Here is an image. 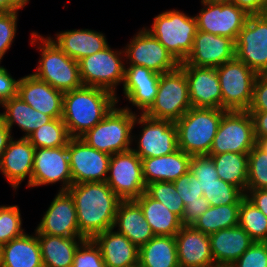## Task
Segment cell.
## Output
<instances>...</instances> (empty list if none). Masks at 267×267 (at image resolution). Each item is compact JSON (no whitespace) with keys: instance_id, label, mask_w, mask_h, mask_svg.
<instances>
[{"instance_id":"cell-1","label":"cell","mask_w":267,"mask_h":267,"mask_svg":"<svg viewBox=\"0 0 267 267\" xmlns=\"http://www.w3.org/2000/svg\"><path fill=\"white\" fill-rule=\"evenodd\" d=\"M67 191L73 197L79 232L85 239L113 228L121 199L106 182L72 184Z\"/></svg>"},{"instance_id":"cell-2","label":"cell","mask_w":267,"mask_h":267,"mask_svg":"<svg viewBox=\"0 0 267 267\" xmlns=\"http://www.w3.org/2000/svg\"><path fill=\"white\" fill-rule=\"evenodd\" d=\"M117 105L111 92L82 86L64 92L62 120L71 138H80Z\"/></svg>"},{"instance_id":"cell-3","label":"cell","mask_w":267,"mask_h":267,"mask_svg":"<svg viewBox=\"0 0 267 267\" xmlns=\"http://www.w3.org/2000/svg\"><path fill=\"white\" fill-rule=\"evenodd\" d=\"M30 42L35 46L37 43L41 52L36 71L32 73L34 76L63 93L83 86L78 61L70 58L49 37L39 33L32 32Z\"/></svg>"},{"instance_id":"cell-4","label":"cell","mask_w":267,"mask_h":267,"mask_svg":"<svg viewBox=\"0 0 267 267\" xmlns=\"http://www.w3.org/2000/svg\"><path fill=\"white\" fill-rule=\"evenodd\" d=\"M224 109L191 107L175 123L178 149L193 155H208Z\"/></svg>"},{"instance_id":"cell-5","label":"cell","mask_w":267,"mask_h":267,"mask_svg":"<svg viewBox=\"0 0 267 267\" xmlns=\"http://www.w3.org/2000/svg\"><path fill=\"white\" fill-rule=\"evenodd\" d=\"M128 106L114 107L99 123L80 138L90 147L113 155L132 148L136 112Z\"/></svg>"},{"instance_id":"cell-6","label":"cell","mask_w":267,"mask_h":267,"mask_svg":"<svg viewBox=\"0 0 267 267\" xmlns=\"http://www.w3.org/2000/svg\"><path fill=\"white\" fill-rule=\"evenodd\" d=\"M144 28L182 63L192 50L197 20L194 15L173 9L161 12L154 17L151 28Z\"/></svg>"},{"instance_id":"cell-7","label":"cell","mask_w":267,"mask_h":267,"mask_svg":"<svg viewBox=\"0 0 267 267\" xmlns=\"http://www.w3.org/2000/svg\"><path fill=\"white\" fill-rule=\"evenodd\" d=\"M122 55V56H121ZM124 51L106 47L104 50L83 57L79 60L80 78L83 86H91L107 90L116 96L117 86L123 84L125 78Z\"/></svg>"},{"instance_id":"cell-8","label":"cell","mask_w":267,"mask_h":267,"mask_svg":"<svg viewBox=\"0 0 267 267\" xmlns=\"http://www.w3.org/2000/svg\"><path fill=\"white\" fill-rule=\"evenodd\" d=\"M191 107L189 84L185 72L178 67L161 74L154 103L144 114L150 118L176 122Z\"/></svg>"},{"instance_id":"cell-9","label":"cell","mask_w":267,"mask_h":267,"mask_svg":"<svg viewBox=\"0 0 267 267\" xmlns=\"http://www.w3.org/2000/svg\"><path fill=\"white\" fill-rule=\"evenodd\" d=\"M216 71L222 92V109L247 111L258 74L236 58L216 67Z\"/></svg>"},{"instance_id":"cell-10","label":"cell","mask_w":267,"mask_h":267,"mask_svg":"<svg viewBox=\"0 0 267 267\" xmlns=\"http://www.w3.org/2000/svg\"><path fill=\"white\" fill-rule=\"evenodd\" d=\"M256 145L254 124L248 111H226L208 155L249 153Z\"/></svg>"},{"instance_id":"cell-11","label":"cell","mask_w":267,"mask_h":267,"mask_svg":"<svg viewBox=\"0 0 267 267\" xmlns=\"http://www.w3.org/2000/svg\"><path fill=\"white\" fill-rule=\"evenodd\" d=\"M136 124L142 129L136 137L138 140L132 135L137 146L131 149L141 159L169 155L178 150L177 128L173 121L154 119L140 113L136 114Z\"/></svg>"},{"instance_id":"cell-12","label":"cell","mask_w":267,"mask_h":267,"mask_svg":"<svg viewBox=\"0 0 267 267\" xmlns=\"http://www.w3.org/2000/svg\"><path fill=\"white\" fill-rule=\"evenodd\" d=\"M106 183L121 200H135L146 191L141 158L132 150L111 155Z\"/></svg>"},{"instance_id":"cell-13","label":"cell","mask_w":267,"mask_h":267,"mask_svg":"<svg viewBox=\"0 0 267 267\" xmlns=\"http://www.w3.org/2000/svg\"><path fill=\"white\" fill-rule=\"evenodd\" d=\"M235 58L257 74L267 73V13L248 16L235 42Z\"/></svg>"},{"instance_id":"cell-14","label":"cell","mask_w":267,"mask_h":267,"mask_svg":"<svg viewBox=\"0 0 267 267\" xmlns=\"http://www.w3.org/2000/svg\"><path fill=\"white\" fill-rule=\"evenodd\" d=\"M124 58L129 65H140L158 74L174 71L180 63L144 27L124 48Z\"/></svg>"},{"instance_id":"cell-15","label":"cell","mask_w":267,"mask_h":267,"mask_svg":"<svg viewBox=\"0 0 267 267\" xmlns=\"http://www.w3.org/2000/svg\"><path fill=\"white\" fill-rule=\"evenodd\" d=\"M73 184L106 182L111 156L87 145L81 138L68 142Z\"/></svg>"},{"instance_id":"cell-16","label":"cell","mask_w":267,"mask_h":267,"mask_svg":"<svg viewBox=\"0 0 267 267\" xmlns=\"http://www.w3.org/2000/svg\"><path fill=\"white\" fill-rule=\"evenodd\" d=\"M203 8L195 15L197 30L224 36L236 42L249 14L234 3L201 2Z\"/></svg>"},{"instance_id":"cell-17","label":"cell","mask_w":267,"mask_h":267,"mask_svg":"<svg viewBox=\"0 0 267 267\" xmlns=\"http://www.w3.org/2000/svg\"><path fill=\"white\" fill-rule=\"evenodd\" d=\"M61 182L59 191H67L73 184L68 145L58 148H36L31 188Z\"/></svg>"},{"instance_id":"cell-18","label":"cell","mask_w":267,"mask_h":267,"mask_svg":"<svg viewBox=\"0 0 267 267\" xmlns=\"http://www.w3.org/2000/svg\"><path fill=\"white\" fill-rule=\"evenodd\" d=\"M35 233L60 237H83L78 228L73 197L68 191H58Z\"/></svg>"},{"instance_id":"cell-19","label":"cell","mask_w":267,"mask_h":267,"mask_svg":"<svg viewBox=\"0 0 267 267\" xmlns=\"http://www.w3.org/2000/svg\"><path fill=\"white\" fill-rule=\"evenodd\" d=\"M189 84L191 106L222 109V92L216 68L180 63Z\"/></svg>"},{"instance_id":"cell-20","label":"cell","mask_w":267,"mask_h":267,"mask_svg":"<svg viewBox=\"0 0 267 267\" xmlns=\"http://www.w3.org/2000/svg\"><path fill=\"white\" fill-rule=\"evenodd\" d=\"M235 58V42L224 36L197 30L193 47L182 63L216 68Z\"/></svg>"},{"instance_id":"cell-21","label":"cell","mask_w":267,"mask_h":267,"mask_svg":"<svg viewBox=\"0 0 267 267\" xmlns=\"http://www.w3.org/2000/svg\"><path fill=\"white\" fill-rule=\"evenodd\" d=\"M35 148L27 138L20 137L9 141L0 161V172L14 190L28 178L27 187H31Z\"/></svg>"},{"instance_id":"cell-22","label":"cell","mask_w":267,"mask_h":267,"mask_svg":"<svg viewBox=\"0 0 267 267\" xmlns=\"http://www.w3.org/2000/svg\"><path fill=\"white\" fill-rule=\"evenodd\" d=\"M17 96L52 119L62 118L64 93L32 73L19 79Z\"/></svg>"},{"instance_id":"cell-23","label":"cell","mask_w":267,"mask_h":267,"mask_svg":"<svg viewBox=\"0 0 267 267\" xmlns=\"http://www.w3.org/2000/svg\"><path fill=\"white\" fill-rule=\"evenodd\" d=\"M161 74L140 65L125 66L124 97L144 114L154 103Z\"/></svg>"},{"instance_id":"cell-24","label":"cell","mask_w":267,"mask_h":267,"mask_svg":"<svg viewBox=\"0 0 267 267\" xmlns=\"http://www.w3.org/2000/svg\"><path fill=\"white\" fill-rule=\"evenodd\" d=\"M175 240L179 267H206L214 262L209 235L193 226H182Z\"/></svg>"},{"instance_id":"cell-25","label":"cell","mask_w":267,"mask_h":267,"mask_svg":"<svg viewBox=\"0 0 267 267\" xmlns=\"http://www.w3.org/2000/svg\"><path fill=\"white\" fill-rule=\"evenodd\" d=\"M99 246L105 267H138L139 248L114 228L93 238Z\"/></svg>"},{"instance_id":"cell-26","label":"cell","mask_w":267,"mask_h":267,"mask_svg":"<svg viewBox=\"0 0 267 267\" xmlns=\"http://www.w3.org/2000/svg\"><path fill=\"white\" fill-rule=\"evenodd\" d=\"M49 38L70 58L79 61L104 50L108 45L105 34L91 29H73L61 31Z\"/></svg>"},{"instance_id":"cell-27","label":"cell","mask_w":267,"mask_h":267,"mask_svg":"<svg viewBox=\"0 0 267 267\" xmlns=\"http://www.w3.org/2000/svg\"><path fill=\"white\" fill-rule=\"evenodd\" d=\"M116 227L118 233L126 236L138 248L155 236L135 200H121L113 228Z\"/></svg>"},{"instance_id":"cell-28","label":"cell","mask_w":267,"mask_h":267,"mask_svg":"<svg viewBox=\"0 0 267 267\" xmlns=\"http://www.w3.org/2000/svg\"><path fill=\"white\" fill-rule=\"evenodd\" d=\"M191 157L178 149L169 155L141 159L146 185L152 182H174L189 171Z\"/></svg>"},{"instance_id":"cell-29","label":"cell","mask_w":267,"mask_h":267,"mask_svg":"<svg viewBox=\"0 0 267 267\" xmlns=\"http://www.w3.org/2000/svg\"><path fill=\"white\" fill-rule=\"evenodd\" d=\"M214 262L234 264L255 242L239 225L209 235Z\"/></svg>"},{"instance_id":"cell-30","label":"cell","mask_w":267,"mask_h":267,"mask_svg":"<svg viewBox=\"0 0 267 267\" xmlns=\"http://www.w3.org/2000/svg\"><path fill=\"white\" fill-rule=\"evenodd\" d=\"M0 267H43L37 234L24 233L2 245Z\"/></svg>"},{"instance_id":"cell-31","label":"cell","mask_w":267,"mask_h":267,"mask_svg":"<svg viewBox=\"0 0 267 267\" xmlns=\"http://www.w3.org/2000/svg\"><path fill=\"white\" fill-rule=\"evenodd\" d=\"M1 105L5 111L1 113L0 120L9 128L11 133L13 125L17 124L25 132L23 138H27L32 132L52 120L50 116L34 110L17 95Z\"/></svg>"},{"instance_id":"cell-32","label":"cell","mask_w":267,"mask_h":267,"mask_svg":"<svg viewBox=\"0 0 267 267\" xmlns=\"http://www.w3.org/2000/svg\"><path fill=\"white\" fill-rule=\"evenodd\" d=\"M43 267H72L74 255L84 237H60L36 233Z\"/></svg>"},{"instance_id":"cell-33","label":"cell","mask_w":267,"mask_h":267,"mask_svg":"<svg viewBox=\"0 0 267 267\" xmlns=\"http://www.w3.org/2000/svg\"><path fill=\"white\" fill-rule=\"evenodd\" d=\"M135 201L140 205L155 236H175L182 228L181 218L160 201L151 198L146 192Z\"/></svg>"},{"instance_id":"cell-34","label":"cell","mask_w":267,"mask_h":267,"mask_svg":"<svg viewBox=\"0 0 267 267\" xmlns=\"http://www.w3.org/2000/svg\"><path fill=\"white\" fill-rule=\"evenodd\" d=\"M138 267H179L175 236H154L141 246Z\"/></svg>"},{"instance_id":"cell-35","label":"cell","mask_w":267,"mask_h":267,"mask_svg":"<svg viewBox=\"0 0 267 267\" xmlns=\"http://www.w3.org/2000/svg\"><path fill=\"white\" fill-rule=\"evenodd\" d=\"M211 156L219 179L240 188L244 193L248 178V153L225 152Z\"/></svg>"},{"instance_id":"cell-36","label":"cell","mask_w":267,"mask_h":267,"mask_svg":"<svg viewBox=\"0 0 267 267\" xmlns=\"http://www.w3.org/2000/svg\"><path fill=\"white\" fill-rule=\"evenodd\" d=\"M239 206L240 204L210 206L199 216L193 227L207 235L235 227L239 223Z\"/></svg>"},{"instance_id":"cell-37","label":"cell","mask_w":267,"mask_h":267,"mask_svg":"<svg viewBox=\"0 0 267 267\" xmlns=\"http://www.w3.org/2000/svg\"><path fill=\"white\" fill-rule=\"evenodd\" d=\"M27 139L34 148H58L67 146L71 136L62 118H53L32 132Z\"/></svg>"},{"instance_id":"cell-38","label":"cell","mask_w":267,"mask_h":267,"mask_svg":"<svg viewBox=\"0 0 267 267\" xmlns=\"http://www.w3.org/2000/svg\"><path fill=\"white\" fill-rule=\"evenodd\" d=\"M255 242H267V217L246 197L239 206V223Z\"/></svg>"},{"instance_id":"cell-39","label":"cell","mask_w":267,"mask_h":267,"mask_svg":"<svg viewBox=\"0 0 267 267\" xmlns=\"http://www.w3.org/2000/svg\"><path fill=\"white\" fill-rule=\"evenodd\" d=\"M199 186L210 206L240 204L245 197V193L240 188L222 179L199 182Z\"/></svg>"},{"instance_id":"cell-40","label":"cell","mask_w":267,"mask_h":267,"mask_svg":"<svg viewBox=\"0 0 267 267\" xmlns=\"http://www.w3.org/2000/svg\"><path fill=\"white\" fill-rule=\"evenodd\" d=\"M151 198L160 201L171 212L182 218L185 205L178 195L173 182H152L146 185L145 191Z\"/></svg>"},{"instance_id":"cell-41","label":"cell","mask_w":267,"mask_h":267,"mask_svg":"<svg viewBox=\"0 0 267 267\" xmlns=\"http://www.w3.org/2000/svg\"><path fill=\"white\" fill-rule=\"evenodd\" d=\"M22 218L18 205L0 206V247L12 239L22 236Z\"/></svg>"},{"instance_id":"cell-42","label":"cell","mask_w":267,"mask_h":267,"mask_svg":"<svg viewBox=\"0 0 267 267\" xmlns=\"http://www.w3.org/2000/svg\"><path fill=\"white\" fill-rule=\"evenodd\" d=\"M267 186V153L257 145L248 153L246 190L264 189Z\"/></svg>"},{"instance_id":"cell-43","label":"cell","mask_w":267,"mask_h":267,"mask_svg":"<svg viewBox=\"0 0 267 267\" xmlns=\"http://www.w3.org/2000/svg\"><path fill=\"white\" fill-rule=\"evenodd\" d=\"M72 267H105L101 250L93 239H84L80 243Z\"/></svg>"},{"instance_id":"cell-44","label":"cell","mask_w":267,"mask_h":267,"mask_svg":"<svg viewBox=\"0 0 267 267\" xmlns=\"http://www.w3.org/2000/svg\"><path fill=\"white\" fill-rule=\"evenodd\" d=\"M173 183L185 206L189 202L207 201L203 196V191L199 186V181L190 171L180 176Z\"/></svg>"},{"instance_id":"cell-45","label":"cell","mask_w":267,"mask_h":267,"mask_svg":"<svg viewBox=\"0 0 267 267\" xmlns=\"http://www.w3.org/2000/svg\"><path fill=\"white\" fill-rule=\"evenodd\" d=\"M18 12H0V63L16 36Z\"/></svg>"},{"instance_id":"cell-46","label":"cell","mask_w":267,"mask_h":267,"mask_svg":"<svg viewBox=\"0 0 267 267\" xmlns=\"http://www.w3.org/2000/svg\"><path fill=\"white\" fill-rule=\"evenodd\" d=\"M234 267H267V242H254L233 264Z\"/></svg>"},{"instance_id":"cell-47","label":"cell","mask_w":267,"mask_h":267,"mask_svg":"<svg viewBox=\"0 0 267 267\" xmlns=\"http://www.w3.org/2000/svg\"><path fill=\"white\" fill-rule=\"evenodd\" d=\"M189 171L199 182H210L219 179L214 162L209 155H193Z\"/></svg>"},{"instance_id":"cell-48","label":"cell","mask_w":267,"mask_h":267,"mask_svg":"<svg viewBox=\"0 0 267 267\" xmlns=\"http://www.w3.org/2000/svg\"><path fill=\"white\" fill-rule=\"evenodd\" d=\"M247 111H267V73L257 75L252 101Z\"/></svg>"},{"instance_id":"cell-49","label":"cell","mask_w":267,"mask_h":267,"mask_svg":"<svg viewBox=\"0 0 267 267\" xmlns=\"http://www.w3.org/2000/svg\"><path fill=\"white\" fill-rule=\"evenodd\" d=\"M1 64V63H0ZM19 79H14L4 66L0 65V103L17 95Z\"/></svg>"},{"instance_id":"cell-50","label":"cell","mask_w":267,"mask_h":267,"mask_svg":"<svg viewBox=\"0 0 267 267\" xmlns=\"http://www.w3.org/2000/svg\"><path fill=\"white\" fill-rule=\"evenodd\" d=\"M210 207L208 201H194L189 202L184 209L181 222L183 226H193L206 210Z\"/></svg>"},{"instance_id":"cell-51","label":"cell","mask_w":267,"mask_h":267,"mask_svg":"<svg viewBox=\"0 0 267 267\" xmlns=\"http://www.w3.org/2000/svg\"><path fill=\"white\" fill-rule=\"evenodd\" d=\"M232 3L249 15L267 13V3L264 0H233Z\"/></svg>"},{"instance_id":"cell-52","label":"cell","mask_w":267,"mask_h":267,"mask_svg":"<svg viewBox=\"0 0 267 267\" xmlns=\"http://www.w3.org/2000/svg\"><path fill=\"white\" fill-rule=\"evenodd\" d=\"M253 119L255 139L267 137V111H248Z\"/></svg>"},{"instance_id":"cell-53","label":"cell","mask_w":267,"mask_h":267,"mask_svg":"<svg viewBox=\"0 0 267 267\" xmlns=\"http://www.w3.org/2000/svg\"><path fill=\"white\" fill-rule=\"evenodd\" d=\"M245 197L267 217V191L265 189L246 190Z\"/></svg>"},{"instance_id":"cell-54","label":"cell","mask_w":267,"mask_h":267,"mask_svg":"<svg viewBox=\"0 0 267 267\" xmlns=\"http://www.w3.org/2000/svg\"><path fill=\"white\" fill-rule=\"evenodd\" d=\"M9 128L0 120V161L9 141L13 138Z\"/></svg>"},{"instance_id":"cell-55","label":"cell","mask_w":267,"mask_h":267,"mask_svg":"<svg viewBox=\"0 0 267 267\" xmlns=\"http://www.w3.org/2000/svg\"><path fill=\"white\" fill-rule=\"evenodd\" d=\"M17 9L9 2V0H0V12H12Z\"/></svg>"},{"instance_id":"cell-56","label":"cell","mask_w":267,"mask_h":267,"mask_svg":"<svg viewBox=\"0 0 267 267\" xmlns=\"http://www.w3.org/2000/svg\"><path fill=\"white\" fill-rule=\"evenodd\" d=\"M30 0H9V2L17 9H23Z\"/></svg>"},{"instance_id":"cell-57","label":"cell","mask_w":267,"mask_h":267,"mask_svg":"<svg viewBox=\"0 0 267 267\" xmlns=\"http://www.w3.org/2000/svg\"><path fill=\"white\" fill-rule=\"evenodd\" d=\"M256 145L265 153H267V137L256 140Z\"/></svg>"},{"instance_id":"cell-58","label":"cell","mask_w":267,"mask_h":267,"mask_svg":"<svg viewBox=\"0 0 267 267\" xmlns=\"http://www.w3.org/2000/svg\"><path fill=\"white\" fill-rule=\"evenodd\" d=\"M206 267H234L233 264L221 263V262H212Z\"/></svg>"},{"instance_id":"cell-59","label":"cell","mask_w":267,"mask_h":267,"mask_svg":"<svg viewBox=\"0 0 267 267\" xmlns=\"http://www.w3.org/2000/svg\"><path fill=\"white\" fill-rule=\"evenodd\" d=\"M233 0H201L204 3H218V4H229L232 3Z\"/></svg>"}]
</instances>
